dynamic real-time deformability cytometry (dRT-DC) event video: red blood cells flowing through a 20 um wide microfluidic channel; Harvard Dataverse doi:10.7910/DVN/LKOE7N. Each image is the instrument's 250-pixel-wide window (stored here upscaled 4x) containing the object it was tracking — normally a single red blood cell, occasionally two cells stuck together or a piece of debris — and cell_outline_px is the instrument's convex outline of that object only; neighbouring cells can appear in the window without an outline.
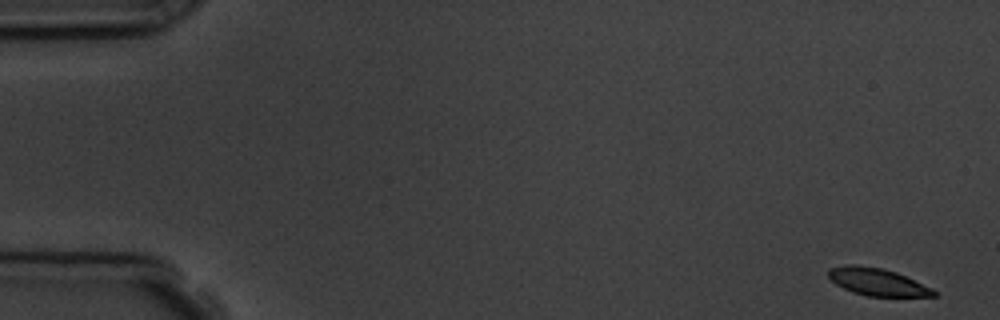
{"species": "common noctule bat (a hibernating species)", "species_latin": "Nyctalus noctula", "temperature_condition": "room temperature", "stored_images_in_passage": 5, "segment_of_instrument_passage": [1, 2], "camera_frame_rate_fps": 3000, "um_per_image_px": 0.085, "animal": {"sex": "male", "body_mass_g": 19.5, "forearm_length_mm": 54.6}, "frame": {"image": 1, "passage_image": 1, "time_ms": 0.0, "image_size_px": [1000, 320], "cell_outline_px": [[936, 296], [868, 296], [852, 292], [836, 284], [828, 276], [828, 268], [848, 264], [856, 264], [884, 268], [896, 272], [932, 288], [936, 292]], "centroid_in_image_um": [74.54, 23.94], "position_along_channel_um": 10.5, "area_um2": 16.76}}
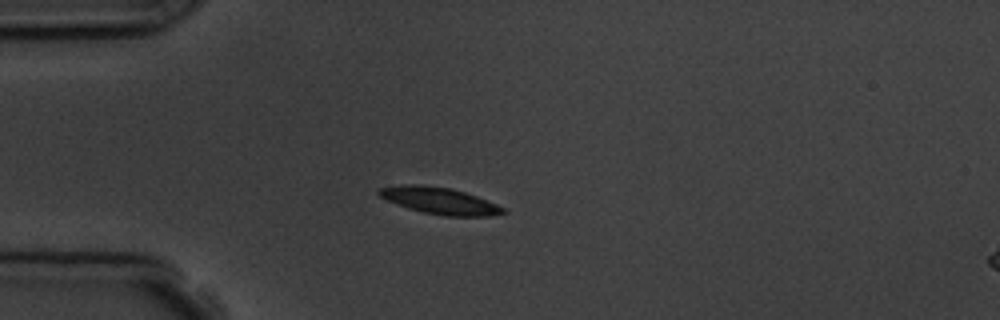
{"frame": {"image": 2, "passage_image": 4, "time_ms": 4.333, "image_size_px": [1000, 320], "cell_outline_px": [[508, 212], [492, 216], [444, 216], [424, 212], [408, 208], [396, 204], [380, 196], [376, 192], [380, 188], [400, 184], [420, 184], [452, 188], [476, 196], [496, 204], [504, 208]], "centroid_in_image_um": [37.36, 17.05], "position_along_channel_um": 47.6, "area_um2": 19.31}}